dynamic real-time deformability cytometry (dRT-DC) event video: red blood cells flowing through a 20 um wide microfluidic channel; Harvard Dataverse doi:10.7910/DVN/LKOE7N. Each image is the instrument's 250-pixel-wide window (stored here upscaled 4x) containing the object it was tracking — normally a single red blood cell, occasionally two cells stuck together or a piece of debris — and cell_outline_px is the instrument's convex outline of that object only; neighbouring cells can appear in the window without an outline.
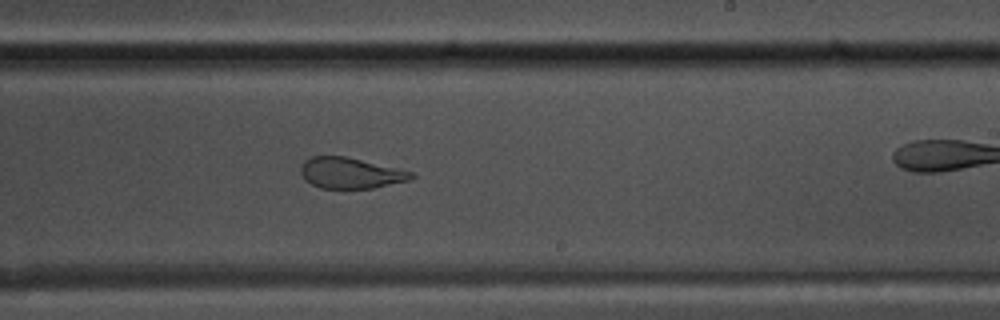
{"species": "common noctule bat (a hibernating species)", "species_latin": "Nyctalus noctula", "temperature_condition": "warm", "stored_images_in_passage": 42, "camera_frame_rate_fps": 3000, "um_per_image_px": 0.085, "animal": {"sex": "male", "body_mass_g": 17.5, "forearm_length_mm": 52.3}, "frame": {"image": 1, "passage_image": 24, "time_ms": 7.667, "image_size_px": [1000, 320], "cell_outline_px": [[416, 176], [408, 180], [372, 188], [320, 188], [304, 180], [300, 172], [300, 164], [304, 160], [312, 156], [344, 156], [396, 168], [412, 172]], "centroid_in_image_um": [29.72, 14.7], "position_along_channel_um": 259.3, "area_um2": 19.71}}
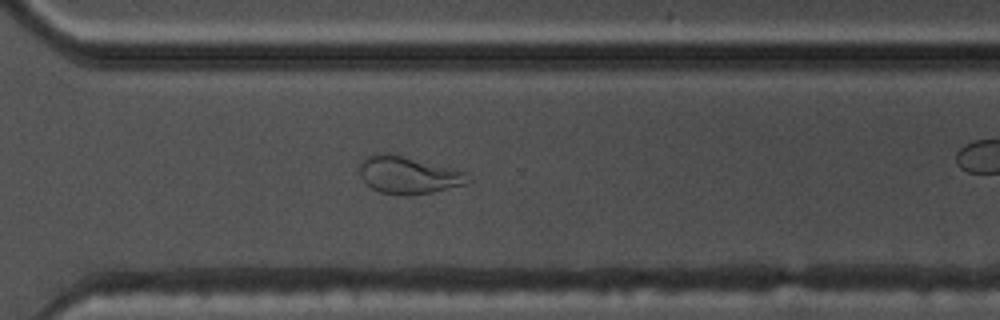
{"frame": {"image": 2, "passage_image": 30, "time_ms": 9.667, "image_size_px": [1000, 320], "cell_outline_px": [[472, 180], [468, 184], [432, 192], [412, 196], [400, 196], [380, 192], [372, 188], [360, 176], [360, 164], [368, 156], [376, 152], [380, 152], [400, 156], [452, 168], [468, 172]], "centroid_in_image_um": [34.75, 14.91], "position_along_channel_um": 335.8, "area_um2": 23.58}, "authors_computed_cell_mechanics": {"area_um2": 23.2645, "velocity_mm_per_s": 3.8318, "shape_relaxation_time_tau1_ms": null, "shape_relaxation_time_tau2_ms": 1.572, "deformation_change_tau1": null, "deformation_change_tau2": 0.0816}}